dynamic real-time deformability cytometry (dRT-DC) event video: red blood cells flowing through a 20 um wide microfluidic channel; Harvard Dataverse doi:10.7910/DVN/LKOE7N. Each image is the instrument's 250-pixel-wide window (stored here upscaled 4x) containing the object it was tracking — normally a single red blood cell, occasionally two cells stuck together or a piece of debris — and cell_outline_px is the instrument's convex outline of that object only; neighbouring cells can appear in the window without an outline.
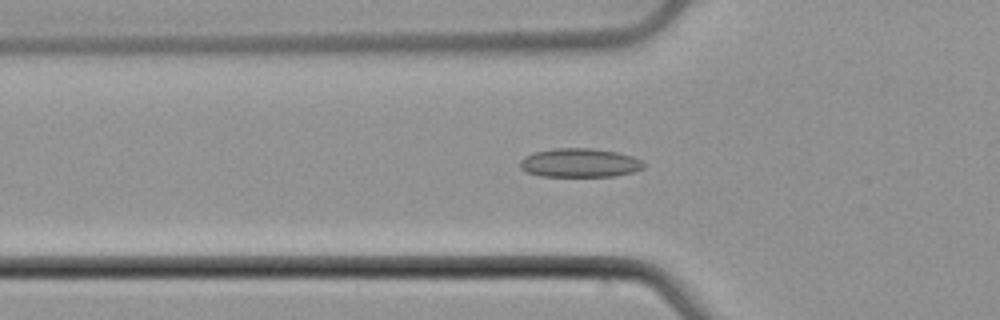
{"species": "common noctule bat (a hibernating species)", "species_latin": "Nyctalus noctula", "temperature_condition": "cold", "stored_images_in_passage": 52, "camera_frame_rate_fps": 3000, "um_per_image_px": 0.085, "animal": {"sex": "male", "body_mass_g": 21.5, "forearm_length_mm": 52.0}, "frame": {"image": 1, "passage_image": 18, "time_ms": 5.667, "image_size_px": [1000, 320], "cell_outline_px": [[644, 168], [632, 172], [612, 176], [540, 176], [528, 172], [520, 168], [520, 160], [524, 156], [532, 152], [552, 148], [592, 148], [616, 152], [632, 156], [640, 160], [644, 164]], "centroid_in_image_um": [49.23, 13.83], "position_along_channel_um": 76.6, "area_um2": 20.81}}
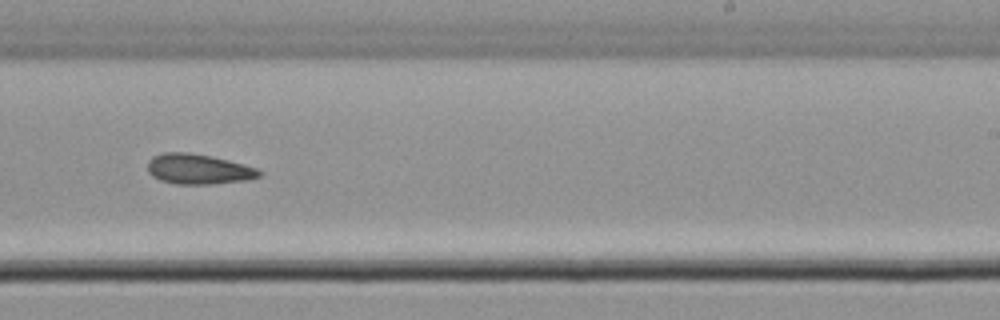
{"frame": {"image": 2, "passage_image": 33, "time_ms": 10.667, "image_size_px": [1000, 320], "cell_outline_px": [[264, 172], [260, 176], [248, 180], [212, 184], [176, 184], [160, 180], [152, 176], [148, 172], [148, 160], [152, 156], [160, 152], [188, 152], [212, 156], [244, 164], [256, 168]], "centroid_in_image_um": [16.85, 14.37], "position_along_channel_um": 272.1, "area_um2": 19.88}}
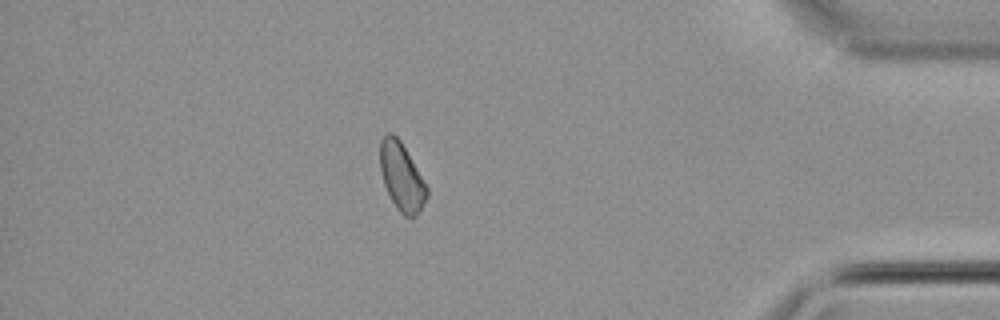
{"frame": {"image": 3, "passage_image": 46, "time_ms": 15.0, "image_size_px": [1000, 320], "cell_outline_px": [[428, 196], [416, 216], [412, 220], [404, 216], [396, 208], [384, 184], [380, 168], [380, 140], [388, 132], [392, 132], [400, 140], [428, 188]], "centroid_in_image_um": [34.14, 15.05], "position_along_channel_um": 401.1, "area_um2": 18.38}}